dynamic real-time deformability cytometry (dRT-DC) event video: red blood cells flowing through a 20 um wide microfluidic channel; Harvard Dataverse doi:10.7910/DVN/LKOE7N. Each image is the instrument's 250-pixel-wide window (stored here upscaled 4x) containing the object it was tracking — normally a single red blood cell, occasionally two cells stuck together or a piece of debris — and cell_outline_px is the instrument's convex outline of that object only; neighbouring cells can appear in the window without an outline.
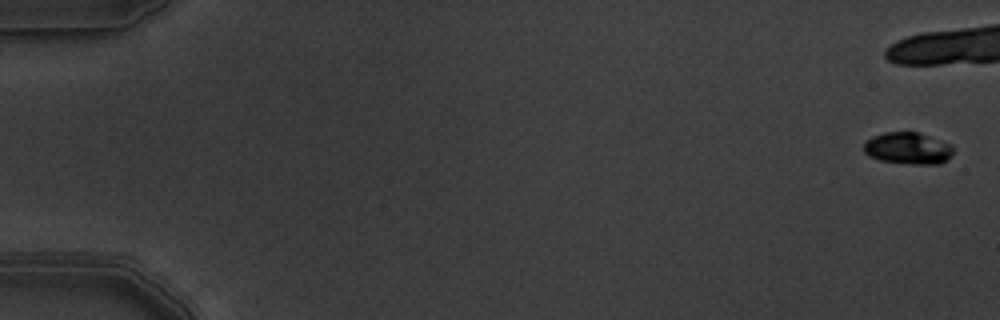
{"species": "common noctule bat (a hibernating species)", "species_latin": "Nyctalus noctula", "temperature_condition": "warm", "stored_images_in_passage": 8, "camera_frame_rate_fps": 3000, "um_per_image_px": 0.085, "animal": {"sex": "male", "body_mass_g": 19.5, "forearm_length_mm": 54.6}, "frame": {"image": 1, "passage_image": 1, "time_ms": 0.0, "image_size_px": [1000, 320], "cell_outline_px": [[956, 148], [952, 156], [948, 160], [940, 164], [912, 164], [880, 160], [868, 156], [864, 152], [864, 144], [872, 136], [884, 132], [920, 132], [952, 144]], "centroid_in_image_um": [77.24, 12.6], "position_along_channel_um": 7.8, "area_um2": 16.94}}